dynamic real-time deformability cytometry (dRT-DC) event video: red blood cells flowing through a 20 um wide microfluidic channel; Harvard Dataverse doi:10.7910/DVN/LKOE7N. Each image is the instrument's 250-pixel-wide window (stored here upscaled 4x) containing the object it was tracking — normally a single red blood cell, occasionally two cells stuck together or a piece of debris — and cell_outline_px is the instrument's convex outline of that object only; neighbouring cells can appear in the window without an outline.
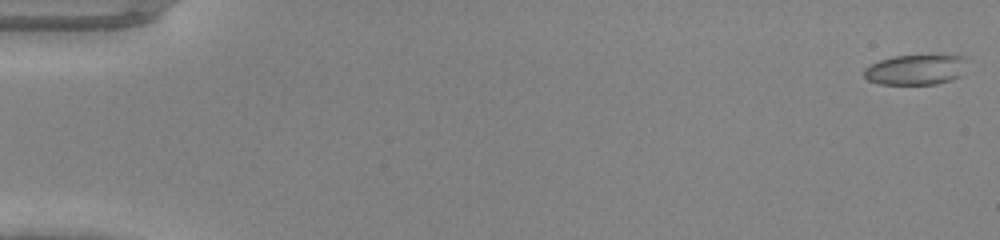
{"species": "common noctule bat (a hibernating species)", "species_latin": "Nyctalus noctula", "temperature_condition": "warm", "stored_images_in_passage": 49, "camera_frame_rate_fps": 3000, "um_per_image_px": 0.085, "animal": {"sex": "male", "body_mass_g": 20.0, "forearm_length_mm": 53.3}, "frame": {"image": 1, "passage_image": 1, "time_ms": 0.0, "image_size_px": [1000, 240], "cell_outline_px": [[968, 60], [964, 76], [952, 80], [936, 84], [880, 84], [868, 80], [864, 76], [864, 68], [880, 60], [892, 56], [964, 56]], "centroid_in_image_um": [77.9, 5.93], "position_along_channel_um": 7.1, "area_um2": 18.32}}
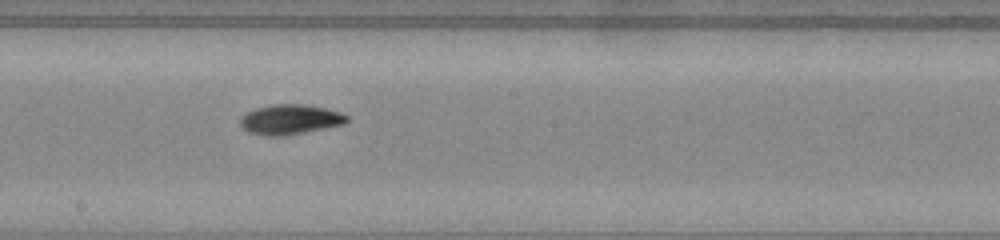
{"frame": {"image": 2, "passage_image": 28, "time_ms": 9.0, "image_size_px": [1000, 240], "cell_outline_px": [[348, 120], [344, 124], [284, 136], [264, 136], [248, 132], [240, 124], [240, 116], [256, 108], [272, 104], [304, 104], [328, 108], [340, 112], [348, 116]], "centroid_in_image_um": [24.65, 10.15], "position_along_channel_um": 223.5, "area_um2": 18.67}}
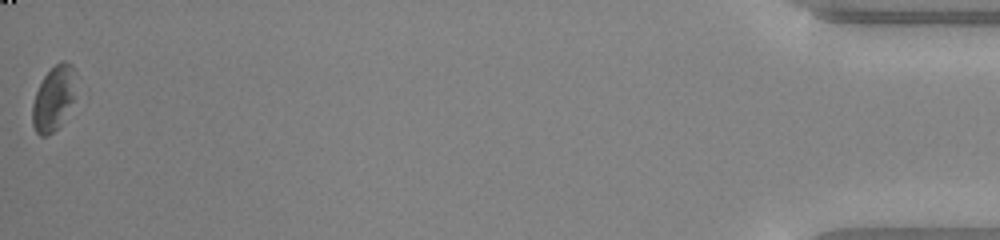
{"frame": {"image": 3, "passage_image": 49, "time_ms": 16.0, "image_size_px": [1000, 240], "cell_outline_px": [[76, 72], [72, 100], [56, 128], [52, 132], [44, 136], [40, 136], [36, 132], [32, 124], [32, 104], [36, 92], [44, 76], [60, 60], [64, 60], [72, 64]], "centroid_in_image_um": [4.52, 8.31], "position_along_channel_um": 430.7, "area_um2": 15.84}}